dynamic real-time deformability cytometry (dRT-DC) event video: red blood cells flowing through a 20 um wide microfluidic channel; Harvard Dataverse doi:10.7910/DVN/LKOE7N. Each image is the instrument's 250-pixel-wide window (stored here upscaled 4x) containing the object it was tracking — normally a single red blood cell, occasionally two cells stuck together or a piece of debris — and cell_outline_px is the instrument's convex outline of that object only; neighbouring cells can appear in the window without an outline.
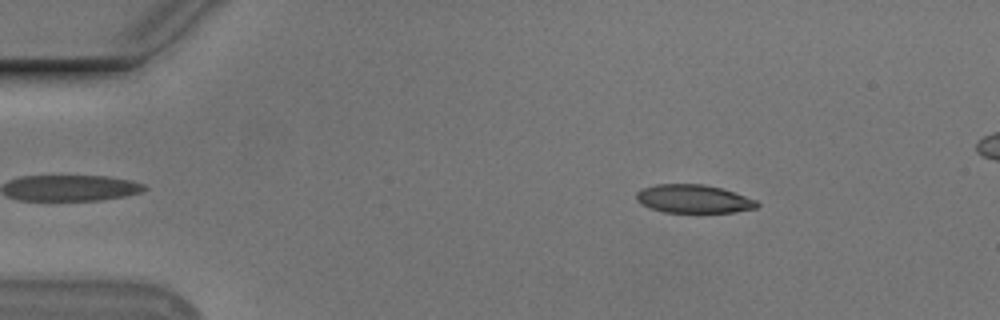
{"species": "Egyptian fruit bat (a non-hibernating species)", "species_latin": "Rousettus aegyptiacus", "temperature_condition": "cold", "stored_images_in_passage": 48, "camera_frame_rate_fps": 3000, "um_per_image_px": 0.085, "animal": {"sex": "male"}, "frame": {"image": 1, "passage_image": 2, "time_ms": 0.333, "image_size_px": [1000, 320], "cell_outline_px": [[760, 204], [756, 208], [732, 212], [664, 212], [640, 204], [636, 200], [636, 192], [644, 188], [656, 184], [704, 184], [720, 188], [756, 200]], "centroid_in_image_um": [58.92, 16.9], "position_along_channel_um": 26.1, "area_um2": 19.71}}
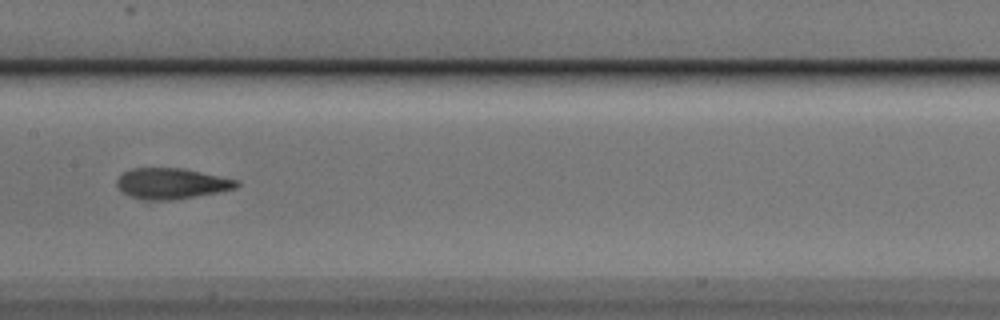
{"frame": {"image": 2, "passage_image": 21, "time_ms": 6.667, "image_size_px": [1000, 320], "cell_outline_px": [[240, 184], [236, 188], [196, 196], [172, 200], [148, 200], [132, 196], [124, 192], [116, 184], [116, 180], [124, 172], [132, 168], [184, 168], [240, 180]], "centroid_in_image_um": [14.62, 15.58], "position_along_channel_um": 192.8, "area_um2": 21.33}}
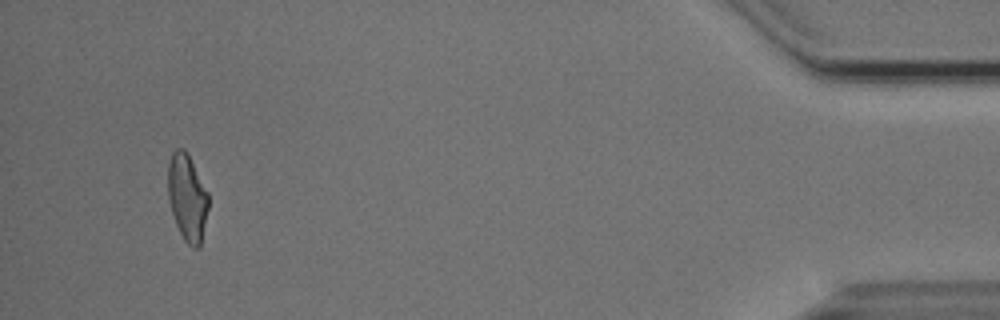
{"frame": {"image": 3, "passage_image": 45, "time_ms": 14.667, "image_size_px": [1000, 320], "cell_outline_px": [[208, 208], [200, 248], [192, 248], [184, 240], [176, 224], [172, 212], [168, 196], [168, 164], [172, 152], [176, 148], [184, 148], [188, 152], [208, 192]], "centroid_in_image_um": [15.92, 16.76], "position_along_channel_um": 419.3, "area_um2": 20.58}, "authors_computed_cell_mechanics": {"area_um2": 20.9236, "velocity_mm_per_s": 3.7612, "shape_relaxation_time_tau1_ms": 2.8992, "shape_relaxation_time_tau2_ms": 1.7888, "deformation_change_tau1": 0.1561, "deformation_change_tau2": 0.1052}}